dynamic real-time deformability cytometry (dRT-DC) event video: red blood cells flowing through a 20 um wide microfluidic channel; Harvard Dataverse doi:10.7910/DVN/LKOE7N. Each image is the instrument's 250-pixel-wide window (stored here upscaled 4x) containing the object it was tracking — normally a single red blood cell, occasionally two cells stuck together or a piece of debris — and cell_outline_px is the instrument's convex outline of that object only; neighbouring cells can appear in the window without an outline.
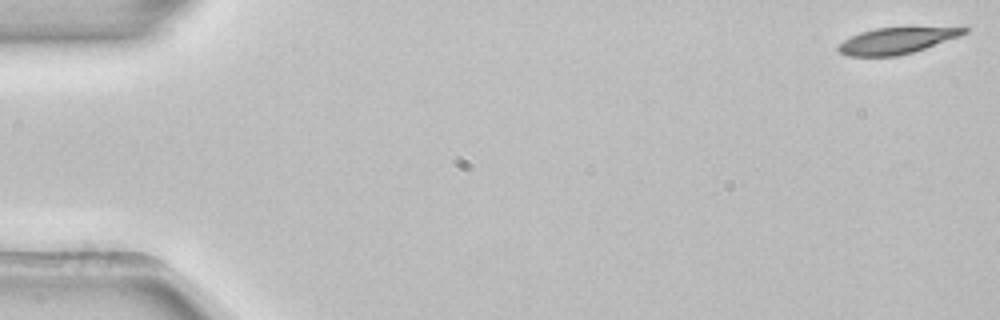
{"species": "common noctule bat (a hibernating species)", "species_latin": "Nyctalus noctula", "temperature_condition": "room temperature", "stored_images_in_passage": 53, "camera_frame_rate_fps": 3000, "um_per_image_px": 0.085, "animal": {"sex": "female", "body_mass_g": 22.7, "forearm_length_mm": 54.2}, "frame": {"image": 1, "passage_image": 1, "time_ms": 0.0, "image_size_px": [1000, 320], "cell_outline_px": [[968, 32], [960, 36], [912, 52], [896, 56], [848, 56], [840, 52], [836, 48], [844, 40], [860, 32], [876, 28], [968, 28]], "centroid_in_image_um": [76.16, 3.47], "position_along_channel_um": 8.8, "area_um2": 18.67}}
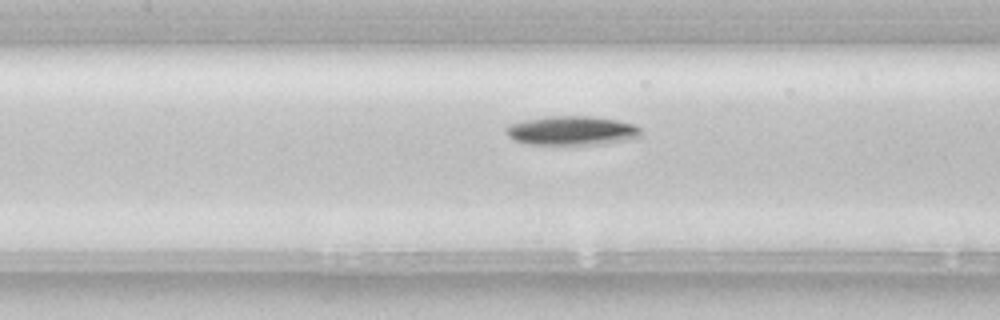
{"frame": {"image": 2, "passage_image": 24, "time_ms": 7.667, "image_size_px": [1000, 320], "cell_outline_px": [[644, 132], [640, 136], [628, 140], [604, 144], [528, 144], [512, 140], [504, 132], [504, 128], [512, 124], [528, 120], [548, 116], [592, 116], [616, 120], [632, 124], [640, 128]], "centroid_in_image_um": [48.62, 11.11], "position_along_channel_um": 158.8, "area_um2": 22.89}}
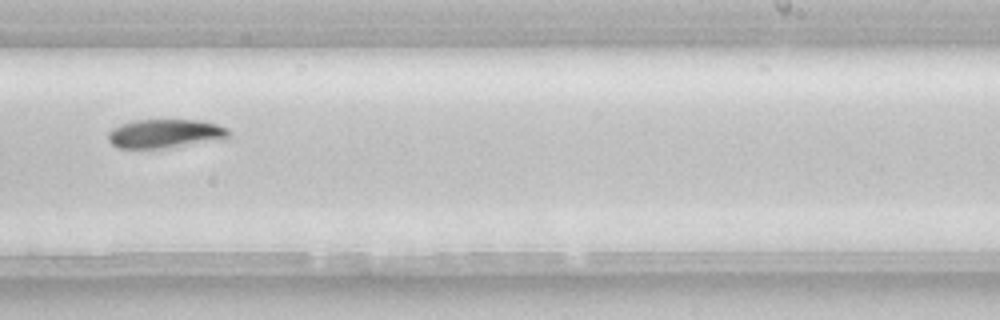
{"frame": {"image": 3, "passage_image": 33, "time_ms": 10.667, "image_size_px": [1000, 320], "cell_outline_px": [[232, 136], [228, 140], [164, 148], [120, 148], [112, 144], [108, 140], [108, 132], [112, 128], [120, 124], [132, 120], [200, 120], [216, 124], [228, 128]], "centroid_in_image_um": [14.11, 11.36], "position_along_channel_um": 274.9, "area_um2": 20.75}, "authors_computed_cell_mechanics": {"area_um2": 20.808, "velocity_mm_per_s": 3.8907, "shape_relaxation_time_tau1_ms": 2.017, "shape_relaxation_time_tau2_ms": null, "deformation_change_tau1": 0.1183, "deformation_change_tau2": null}}